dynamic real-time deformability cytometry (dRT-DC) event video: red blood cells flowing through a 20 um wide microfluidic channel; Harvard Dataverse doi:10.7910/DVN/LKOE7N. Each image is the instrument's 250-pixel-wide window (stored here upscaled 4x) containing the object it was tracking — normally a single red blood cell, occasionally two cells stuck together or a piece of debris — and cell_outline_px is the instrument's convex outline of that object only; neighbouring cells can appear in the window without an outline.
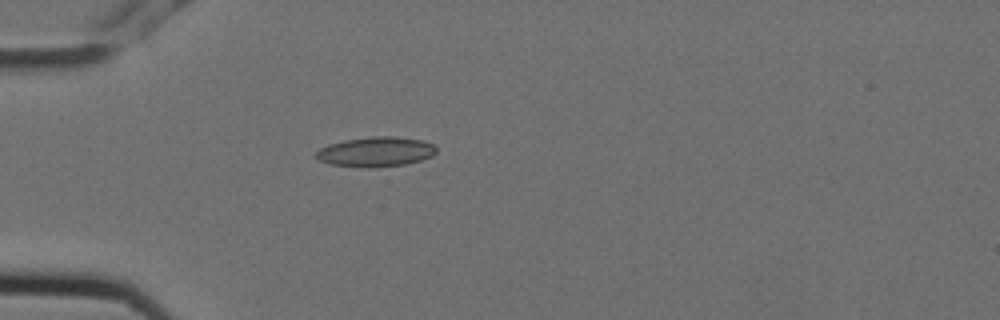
{"species": "Egyptian fruit bat (a non-hibernating species)", "species_latin": "Rousettus aegyptiacus", "temperature_condition": "cold", "stored_images_in_passage": 5, "camera_frame_rate_fps": 3000, "um_per_image_px": 0.085, "animal": {"sex": "female"}, "frame": {"image": 1, "passage_image": 5, "time_ms": 1.333, "image_size_px": [1000, 320], "cell_outline_px": [[436, 152], [432, 156], [420, 160], [404, 164], [376, 168], [368, 168], [332, 164], [320, 160], [316, 156], [316, 152], [320, 148], [328, 144], [344, 140], [372, 136], [396, 136], [424, 140], [432, 144], [436, 148]], "centroid_in_image_um": [31.96, 12.89], "position_along_channel_um": 53.0, "area_um2": 20.92}}